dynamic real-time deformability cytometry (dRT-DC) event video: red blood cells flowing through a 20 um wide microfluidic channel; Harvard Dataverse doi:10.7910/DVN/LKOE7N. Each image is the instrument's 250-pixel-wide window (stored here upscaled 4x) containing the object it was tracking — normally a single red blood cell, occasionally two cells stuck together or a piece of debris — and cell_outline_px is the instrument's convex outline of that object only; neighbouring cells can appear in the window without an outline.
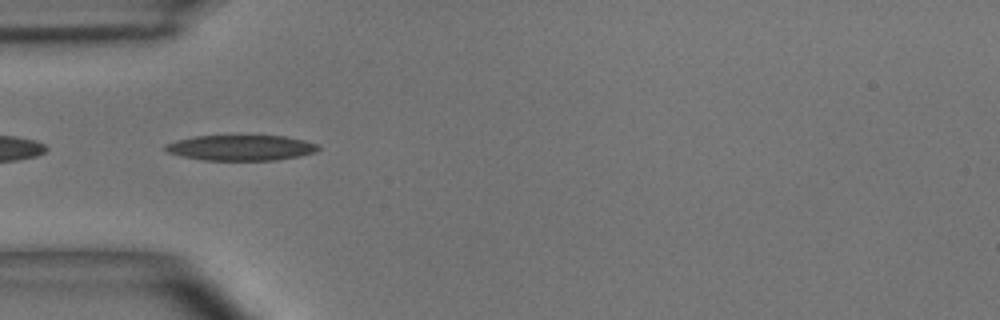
{"species": "common noctule bat (a hibernating species)", "species_latin": "Nyctalus noctula", "temperature_condition": "room temperature", "stored_images_in_passage": 2, "camera_frame_rate_fps": 3000, "um_per_image_px": 0.085, "animal": {"sex": "male", "body_mass_g": 15.6}, "frame": {"image": 1, "passage_image": 2, "time_ms": 1.0, "image_size_px": [1000, 320], "cell_outline_px": [[320, 148], [316, 152], [300, 156], [276, 160], [204, 160], [180, 156], [168, 152], [164, 148], [164, 144], [176, 140], [196, 136], [284, 136], [304, 140], [320, 144]], "centroid_in_image_um": [20.5, 12.56], "position_along_channel_um": 64.5, "area_um2": 22.77}}